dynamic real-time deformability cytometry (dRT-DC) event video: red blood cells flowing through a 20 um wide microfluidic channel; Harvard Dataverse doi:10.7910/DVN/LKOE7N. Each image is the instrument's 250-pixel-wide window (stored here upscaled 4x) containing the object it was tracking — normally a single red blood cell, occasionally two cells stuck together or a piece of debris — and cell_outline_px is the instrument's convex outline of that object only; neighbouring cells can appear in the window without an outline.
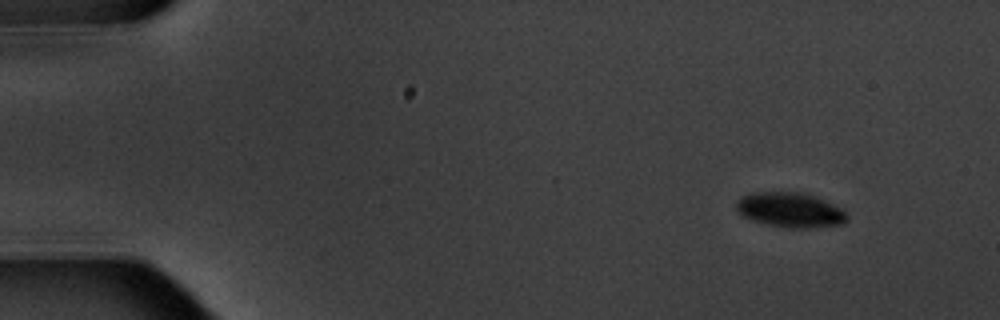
{"species": "common noctule bat (a hibernating species)", "species_latin": "Nyctalus noctula", "temperature_condition": "warm", "stored_images_in_passage": 4, "camera_frame_rate_fps": 3000, "um_per_image_px": 0.085, "animal": {"sex": "male", "body_mass_g": 20.1, "forearm_length_mm": 53.5}, "frame": {"image": 1, "passage_image": 1, "time_ms": 0.0, "image_size_px": [1000, 320], "cell_outline_px": [[848, 220], [844, 224], [804, 228], [792, 228], [768, 224], [752, 220], [736, 212], [736, 200], [752, 192], [804, 192], [824, 200], [840, 208], [848, 216]], "centroid_in_image_um": [67.15, 17.84], "position_along_channel_um": 17.8, "area_um2": 22.37}}
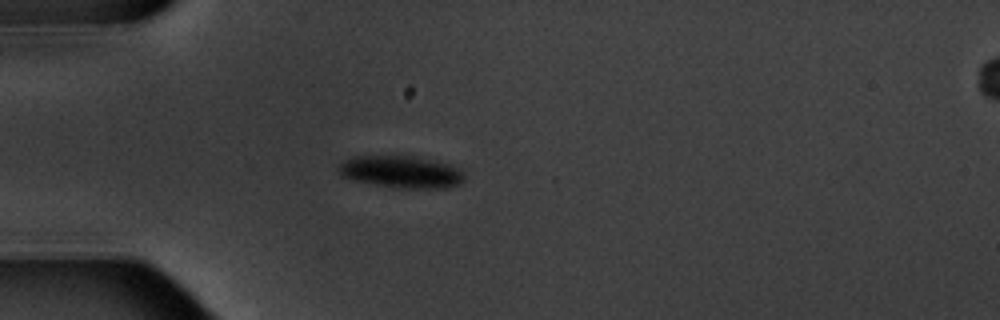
{"frame": {"image": 2, "passage_image": 4, "time_ms": 3.667, "image_size_px": [1000, 320], "cell_outline_px": [[464, 180], [460, 184], [444, 188], [392, 188], [356, 180], [344, 176], [336, 168], [344, 160], [352, 156], [416, 156], [448, 164], [460, 168], [464, 172]], "centroid_in_image_um": [34.13, 14.61], "position_along_channel_um": 50.9, "area_um2": 23.58}}